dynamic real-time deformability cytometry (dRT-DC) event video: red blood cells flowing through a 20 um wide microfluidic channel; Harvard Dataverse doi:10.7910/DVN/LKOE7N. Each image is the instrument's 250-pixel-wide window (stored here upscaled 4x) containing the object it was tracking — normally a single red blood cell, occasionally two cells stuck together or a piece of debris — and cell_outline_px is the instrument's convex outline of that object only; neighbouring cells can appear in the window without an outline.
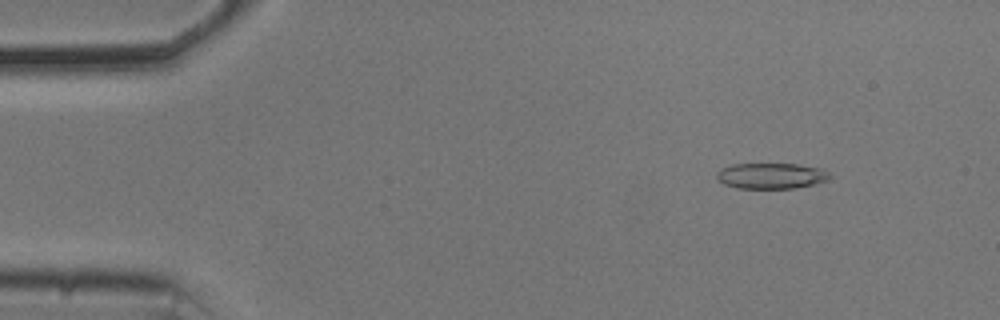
{"species": "common noctule bat (a hibernating species)", "species_latin": "Nyctalus noctula", "temperature_condition": "cold", "stored_images_in_passage": 55, "camera_frame_rate_fps": 3000, "um_per_image_px": 0.085, "animal": {"sex": "male", "body_mass_g": 20.5, "forearm_length_mm": 52.5}, "frame": {"image": 1, "passage_image": 7, "time_ms": 2.0, "image_size_px": [1000, 320], "cell_outline_px": [[832, 176], [828, 180], [812, 184], [792, 188], [736, 188], [724, 184], [716, 180], [716, 172], [720, 168], [732, 164], [796, 164], [820, 168], [828, 172]], "centroid_in_image_um": [65.49, 14.94], "position_along_channel_um": 19.5, "area_um2": 16.99}}
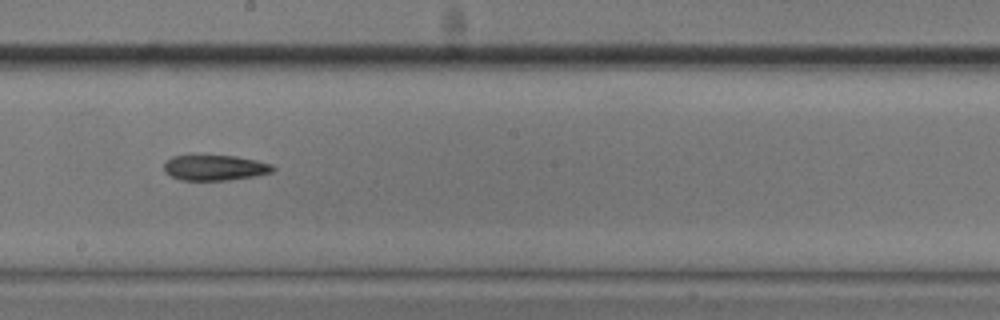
{"frame": {"image": 2, "passage_image": 31, "time_ms": 10.0, "image_size_px": [1000, 320], "cell_outline_px": [[276, 168], [272, 172], [256, 176], [228, 180], [180, 180], [164, 172], [164, 164], [172, 156], [236, 156], [256, 160], [272, 164]], "centroid_in_image_um": [18.29, 14.26], "position_along_channel_um": 229.9, "area_um2": 16.07}}
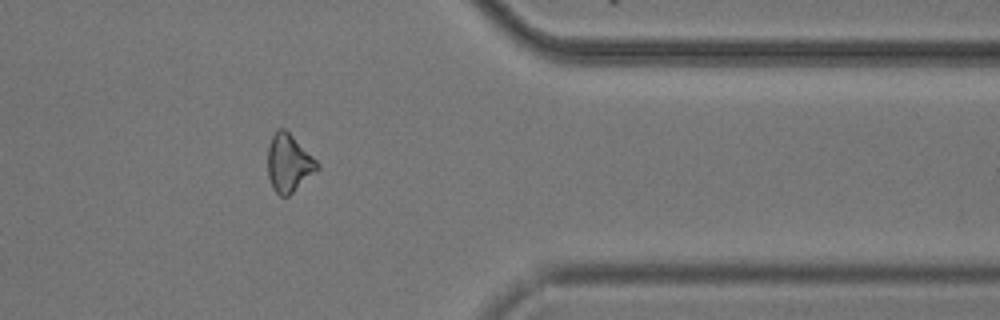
{"frame": {"image": 3, "passage_image": 45, "time_ms": 14.667, "image_size_px": [1000, 320], "cell_outline_px": [[320, 168], [288, 196], [280, 196], [272, 188], [268, 176], [268, 148], [272, 136], [276, 128], [284, 128], [320, 164]], "centroid_in_image_um": [24.53, 13.87], "position_along_channel_um": 386.9, "area_um2": 16.47}}